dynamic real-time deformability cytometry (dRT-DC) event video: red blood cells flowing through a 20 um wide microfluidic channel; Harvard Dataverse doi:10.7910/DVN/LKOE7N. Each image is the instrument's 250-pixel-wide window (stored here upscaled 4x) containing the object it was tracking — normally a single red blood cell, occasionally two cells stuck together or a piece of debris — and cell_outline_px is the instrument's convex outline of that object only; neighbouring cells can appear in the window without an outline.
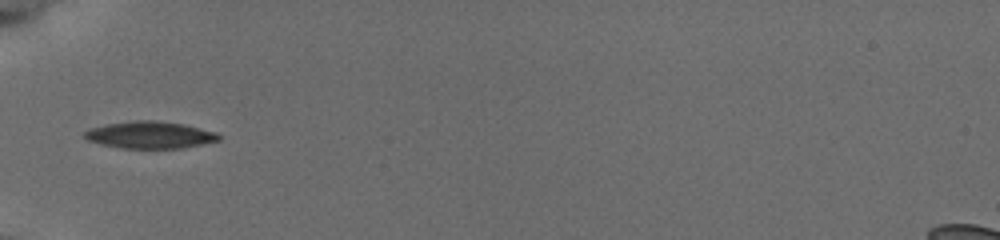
{"species": "common noctule bat (a hibernating species)", "species_latin": "Nyctalus noctula", "temperature_condition": "cold", "stored_images_in_passage": 7, "camera_frame_rate_fps": 3000, "um_per_image_px": 0.085, "animal": {"sex": "female", "body_mass_g": 19.5, "forearm_length_mm": 54.1}, "frame": {"image": 1, "passage_image": 1, "time_ms": 0.0, "image_size_px": [1000, 240], "cell_outline_px": [[220, 140], [180, 148], [124, 148], [100, 144], [88, 140], [84, 136], [84, 132], [88, 128], [104, 124], [136, 120], [156, 120], [184, 124], [216, 132], [220, 136]], "centroid_in_image_um": [12.71, 11.45], "position_along_channel_um": 72.3, "area_um2": 21.1}}
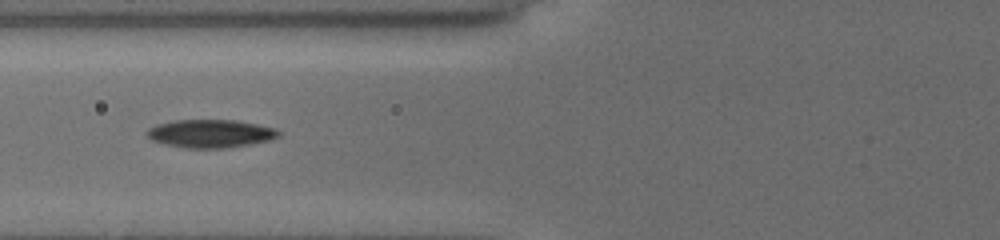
{"frame": {"image": 2, "passage_image": 6, "time_ms": 1.0, "image_size_px": [1000, 240], "cell_outline_px": [[280, 136], [268, 140], [252, 144], [224, 148], [184, 148], [152, 140], [148, 136], [148, 132], [152, 128], [160, 124], [176, 120], [236, 120], [276, 128], [280, 132]], "centroid_in_image_um": [17.97, 11.36], "position_along_channel_um": 107.8, "area_um2": 21.21}}